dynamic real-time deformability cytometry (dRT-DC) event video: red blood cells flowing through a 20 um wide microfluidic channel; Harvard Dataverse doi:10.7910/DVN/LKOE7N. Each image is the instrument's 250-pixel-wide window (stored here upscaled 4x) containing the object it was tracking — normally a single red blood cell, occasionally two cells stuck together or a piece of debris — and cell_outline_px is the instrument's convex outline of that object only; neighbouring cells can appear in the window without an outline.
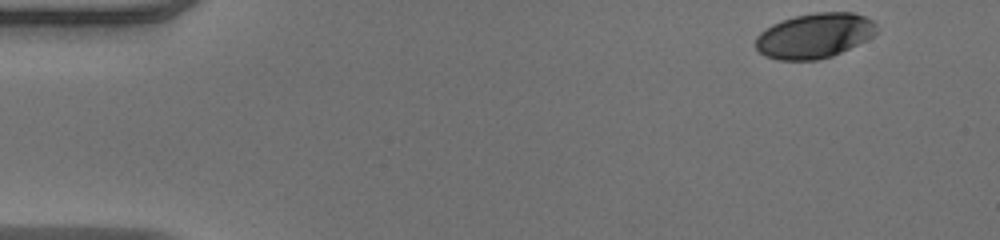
{"species": "human", "species_latin": "Homo sapiens", "temperature_condition": "warm", "stored_images_in_passage": 4, "camera_frame_rate_fps": 3000, "um_per_image_px": 0.085, "donor": {"sex": "male"}, "frame": {"image": 1, "passage_image": 1, "time_ms": 0.0, "image_size_px": [1000, 240], "cell_outline_px": [[876, 32], [872, 36], [832, 56], [816, 60], [776, 60], [764, 56], [756, 48], [756, 36], [760, 32], [772, 24], [796, 16], [816, 12], [852, 12], [864, 16], [872, 20], [876, 24]], "centroid_in_image_um": [69.19, 3.03], "position_along_channel_um": 15.8, "area_um2": 31.44}}